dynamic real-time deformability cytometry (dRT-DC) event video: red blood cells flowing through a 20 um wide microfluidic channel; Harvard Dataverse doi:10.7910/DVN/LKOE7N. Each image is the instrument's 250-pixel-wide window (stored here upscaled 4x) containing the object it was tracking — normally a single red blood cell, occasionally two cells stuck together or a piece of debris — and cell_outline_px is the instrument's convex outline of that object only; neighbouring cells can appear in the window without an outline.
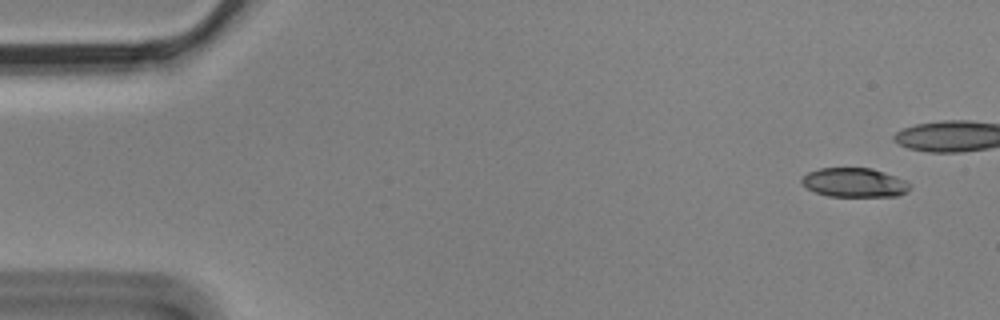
{"species": "Egyptian fruit bat (a non-hibernating species)", "species_latin": "Rousettus aegyptiacus", "temperature_condition": "cold", "stored_images_in_passage": 7, "camera_frame_rate_fps": 3000, "um_per_image_px": 0.085, "animal": {"sex": "male"}, "frame": {"image": 1, "passage_image": 1, "time_ms": 0.0, "image_size_px": [1000, 320], "cell_outline_px": [[912, 188], [908, 192], [896, 196], [828, 196], [816, 192], [808, 188], [800, 180], [808, 172], [820, 168], [872, 168], [884, 172], [904, 180]], "centroid_in_image_um": [72.64, 15.52], "position_along_channel_um": 12.4, "area_um2": 18.21}}